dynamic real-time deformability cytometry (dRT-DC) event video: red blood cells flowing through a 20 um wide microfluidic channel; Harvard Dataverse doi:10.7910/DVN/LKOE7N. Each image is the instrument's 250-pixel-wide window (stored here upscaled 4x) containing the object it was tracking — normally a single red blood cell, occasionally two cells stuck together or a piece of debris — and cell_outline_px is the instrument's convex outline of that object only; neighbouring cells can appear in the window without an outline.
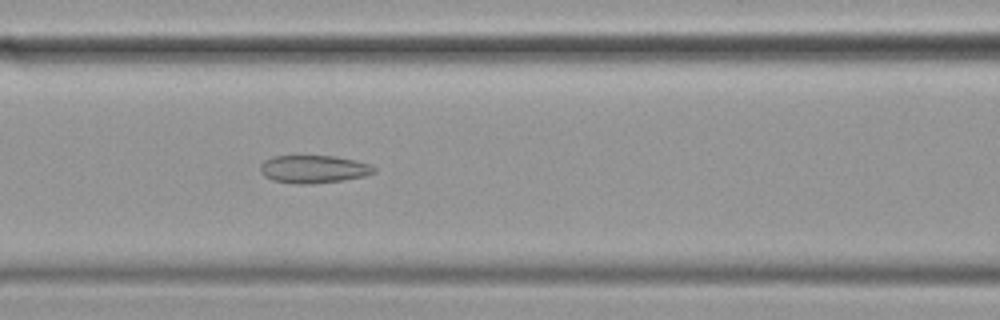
{"species": "common noctule bat (a hibernating species)", "species_latin": "Nyctalus noctula", "temperature_condition": "cold", "stored_images_in_passage": 57, "camera_frame_rate_fps": 3000, "um_per_image_px": 0.085, "animal": {"sex": "female", "body_mass_g": 19.9}, "frame": {"image": 1, "passage_image": 24, "time_ms": 7.667, "image_size_px": [1000, 320], "cell_outline_px": [[376, 172], [364, 176], [344, 180], [308, 184], [296, 184], [272, 180], [264, 176], [260, 172], [260, 164], [264, 160], [272, 156], [336, 156], [372, 164], [376, 168]], "centroid_in_image_um": [26.65, 14.37], "position_along_channel_um": 139.9, "area_um2": 18.61}}
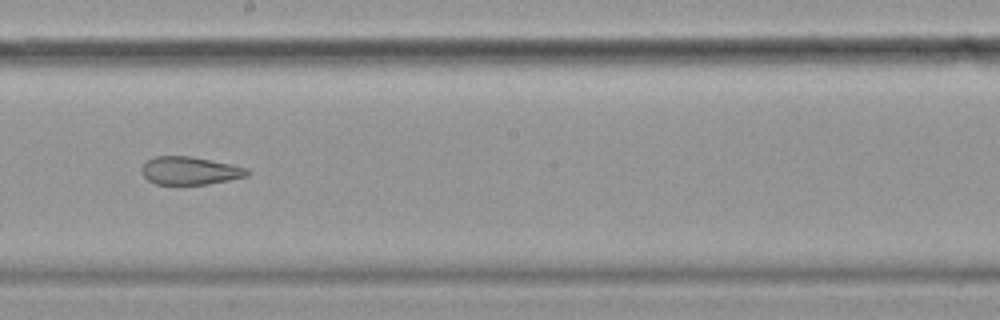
{"frame": {"image": 2, "passage_image": 32, "time_ms": 10.333, "image_size_px": [1000, 320], "cell_outline_px": [[252, 172], [248, 176], [208, 184], [156, 184], [148, 180], [140, 172], [140, 168], [148, 160], [156, 156], [192, 156], [248, 168]], "centroid_in_image_um": [16.15, 14.51], "position_along_channel_um": 232.1, "area_um2": 17.22}}
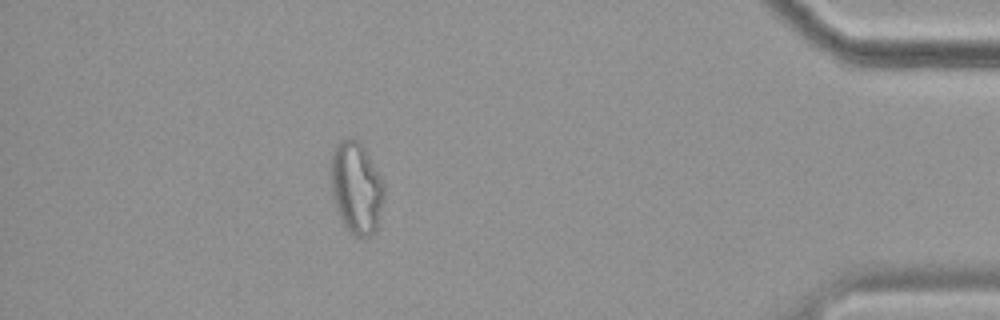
{"frame": {"image": 3, "passage_image": 51, "time_ms": 16.667, "image_size_px": [1000, 320], "cell_outline_px": [[384, 196], [376, 232], [372, 236], [356, 236], [344, 224], [336, 208], [332, 196], [332, 152], [348, 136], [352, 136], [364, 148], [380, 176], [384, 184]], "centroid_in_image_um": [30.31, 15.98], "position_along_channel_um": 404.9, "area_um2": 27.86}, "authors_computed_cell_mechanics": {"area_um2": 24.276, "velocity_mm_per_s": 3.4716, "shape_relaxation_time_tau1_ms": null, "shape_relaxation_time_tau2_ms": 2.141, "deformation_change_tau1": null, "deformation_change_tau2": 0.0762}}